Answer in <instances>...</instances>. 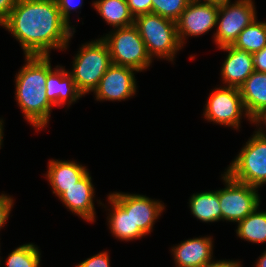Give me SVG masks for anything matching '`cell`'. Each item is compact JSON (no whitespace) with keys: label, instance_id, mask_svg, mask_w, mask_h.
<instances>
[{"label":"cell","instance_id":"obj_1","mask_svg":"<svg viewBox=\"0 0 266 267\" xmlns=\"http://www.w3.org/2000/svg\"><path fill=\"white\" fill-rule=\"evenodd\" d=\"M1 26L19 41L25 56H50L52 49L64 51L75 33L56 0H17Z\"/></svg>","mask_w":266,"mask_h":267},{"label":"cell","instance_id":"obj_2","mask_svg":"<svg viewBox=\"0 0 266 267\" xmlns=\"http://www.w3.org/2000/svg\"><path fill=\"white\" fill-rule=\"evenodd\" d=\"M25 65L15 75V98L25 119L36 128H46L52 107L47 99V56H25Z\"/></svg>","mask_w":266,"mask_h":267},{"label":"cell","instance_id":"obj_3","mask_svg":"<svg viewBox=\"0 0 266 267\" xmlns=\"http://www.w3.org/2000/svg\"><path fill=\"white\" fill-rule=\"evenodd\" d=\"M134 25L145 43L148 55L174 61L175 55L182 48L178 35L177 23L154 13L137 16Z\"/></svg>","mask_w":266,"mask_h":267},{"label":"cell","instance_id":"obj_4","mask_svg":"<svg viewBox=\"0 0 266 267\" xmlns=\"http://www.w3.org/2000/svg\"><path fill=\"white\" fill-rule=\"evenodd\" d=\"M74 57L72 71H68L78 91L85 96L93 92L102 76L112 65L108 46L101 39L82 44Z\"/></svg>","mask_w":266,"mask_h":267},{"label":"cell","instance_id":"obj_5","mask_svg":"<svg viewBox=\"0 0 266 267\" xmlns=\"http://www.w3.org/2000/svg\"><path fill=\"white\" fill-rule=\"evenodd\" d=\"M101 39L108 46L112 64L131 67L141 72L148 69L153 62L134 24L114 28Z\"/></svg>","mask_w":266,"mask_h":267},{"label":"cell","instance_id":"obj_6","mask_svg":"<svg viewBox=\"0 0 266 267\" xmlns=\"http://www.w3.org/2000/svg\"><path fill=\"white\" fill-rule=\"evenodd\" d=\"M254 133L226 172L239 182L260 188L266 184V137Z\"/></svg>","mask_w":266,"mask_h":267},{"label":"cell","instance_id":"obj_7","mask_svg":"<svg viewBox=\"0 0 266 267\" xmlns=\"http://www.w3.org/2000/svg\"><path fill=\"white\" fill-rule=\"evenodd\" d=\"M222 180L225 188L219 190L221 220L238 223L260 206L258 188L233 179L227 172Z\"/></svg>","mask_w":266,"mask_h":267},{"label":"cell","instance_id":"obj_8","mask_svg":"<svg viewBox=\"0 0 266 267\" xmlns=\"http://www.w3.org/2000/svg\"><path fill=\"white\" fill-rule=\"evenodd\" d=\"M230 2L219 3L216 32L213 34L218 48L232 46L238 35L257 18L253 0Z\"/></svg>","mask_w":266,"mask_h":267},{"label":"cell","instance_id":"obj_9","mask_svg":"<svg viewBox=\"0 0 266 267\" xmlns=\"http://www.w3.org/2000/svg\"><path fill=\"white\" fill-rule=\"evenodd\" d=\"M203 115L209 122L239 129L242 115L251 122L239 88L220 86L212 90Z\"/></svg>","mask_w":266,"mask_h":267},{"label":"cell","instance_id":"obj_10","mask_svg":"<svg viewBox=\"0 0 266 267\" xmlns=\"http://www.w3.org/2000/svg\"><path fill=\"white\" fill-rule=\"evenodd\" d=\"M219 3L208 0H190L177 23V35L181 46L186 37L201 36L215 28Z\"/></svg>","mask_w":266,"mask_h":267},{"label":"cell","instance_id":"obj_11","mask_svg":"<svg viewBox=\"0 0 266 267\" xmlns=\"http://www.w3.org/2000/svg\"><path fill=\"white\" fill-rule=\"evenodd\" d=\"M127 213H131L135 228L148 235L164 210V203L140 194L114 192L109 194Z\"/></svg>","mask_w":266,"mask_h":267},{"label":"cell","instance_id":"obj_12","mask_svg":"<svg viewBox=\"0 0 266 267\" xmlns=\"http://www.w3.org/2000/svg\"><path fill=\"white\" fill-rule=\"evenodd\" d=\"M137 70L112 64L100 79L97 88L93 91L97 101H121L136 94Z\"/></svg>","mask_w":266,"mask_h":267},{"label":"cell","instance_id":"obj_13","mask_svg":"<svg viewBox=\"0 0 266 267\" xmlns=\"http://www.w3.org/2000/svg\"><path fill=\"white\" fill-rule=\"evenodd\" d=\"M50 59V56H47V80L45 83L47 99L56 107H62L65 104L70 106L83 95L76 88L72 75L63 66L57 65L53 70Z\"/></svg>","mask_w":266,"mask_h":267},{"label":"cell","instance_id":"obj_14","mask_svg":"<svg viewBox=\"0 0 266 267\" xmlns=\"http://www.w3.org/2000/svg\"><path fill=\"white\" fill-rule=\"evenodd\" d=\"M212 237H196L172 247L176 267H208L214 260Z\"/></svg>","mask_w":266,"mask_h":267},{"label":"cell","instance_id":"obj_15","mask_svg":"<svg viewBox=\"0 0 266 267\" xmlns=\"http://www.w3.org/2000/svg\"><path fill=\"white\" fill-rule=\"evenodd\" d=\"M94 193V185L88 172L82 179L68 188L59 199L72 213L85 221L95 222Z\"/></svg>","mask_w":266,"mask_h":267},{"label":"cell","instance_id":"obj_16","mask_svg":"<svg viewBox=\"0 0 266 267\" xmlns=\"http://www.w3.org/2000/svg\"><path fill=\"white\" fill-rule=\"evenodd\" d=\"M218 49L228 52L221 67V78L224 86L240 88L255 71L253 55L233 46H224Z\"/></svg>","mask_w":266,"mask_h":267},{"label":"cell","instance_id":"obj_17","mask_svg":"<svg viewBox=\"0 0 266 267\" xmlns=\"http://www.w3.org/2000/svg\"><path fill=\"white\" fill-rule=\"evenodd\" d=\"M47 168L45 176L53 189L52 193L58 198L89 172L87 167L69 160L52 159Z\"/></svg>","mask_w":266,"mask_h":267},{"label":"cell","instance_id":"obj_18","mask_svg":"<svg viewBox=\"0 0 266 267\" xmlns=\"http://www.w3.org/2000/svg\"><path fill=\"white\" fill-rule=\"evenodd\" d=\"M239 89L250 118L266 108V73L254 71Z\"/></svg>","mask_w":266,"mask_h":267},{"label":"cell","instance_id":"obj_19","mask_svg":"<svg viewBox=\"0 0 266 267\" xmlns=\"http://www.w3.org/2000/svg\"><path fill=\"white\" fill-rule=\"evenodd\" d=\"M108 203L111 205L108 215V226L113 236L122 241H130L146 236L139 228H135L131 213H127L110 195Z\"/></svg>","mask_w":266,"mask_h":267},{"label":"cell","instance_id":"obj_20","mask_svg":"<svg viewBox=\"0 0 266 267\" xmlns=\"http://www.w3.org/2000/svg\"><path fill=\"white\" fill-rule=\"evenodd\" d=\"M191 214L202 222L221 220L219 190L194 193L189 199Z\"/></svg>","mask_w":266,"mask_h":267},{"label":"cell","instance_id":"obj_21","mask_svg":"<svg viewBox=\"0 0 266 267\" xmlns=\"http://www.w3.org/2000/svg\"><path fill=\"white\" fill-rule=\"evenodd\" d=\"M92 5L105 22L113 28L134 24L135 18L130 13L126 0H97Z\"/></svg>","mask_w":266,"mask_h":267},{"label":"cell","instance_id":"obj_22","mask_svg":"<svg viewBox=\"0 0 266 267\" xmlns=\"http://www.w3.org/2000/svg\"><path fill=\"white\" fill-rule=\"evenodd\" d=\"M237 224L236 234L242 240L266 243V211H259V206Z\"/></svg>","mask_w":266,"mask_h":267},{"label":"cell","instance_id":"obj_23","mask_svg":"<svg viewBox=\"0 0 266 267\" xmlns=\"http://www.w3.org/2000/svg\"><path fill=\"white\" fill-rule=\"evenodd\" d=\"M257 20L256 18L238 35L232 45L234 48L253 54L266 46V22Z\"/></svg>","mask_w":266,"mask_h":267},{"label":"cell","instance_id":"obj_24","mask_svg":"<svg viewBox=\"0 0 266 267\" xmlns=\"http://www.w3.org/2000/svg\"><path fill=\"white\" fill-rule=\"evenodd\" d=\"M33 243L20 245L6 258L7 267H40L41 253Z\"/></svg>","mask_w":266,"mask_h":267},{"label":"cell","instance_id":"obj_25","mask_svg":"<svg viewBox=\"0 0 266 267\" xmlns=\"http://www.w3.org/2000/svg\"><path fill=\"white\" fill-rule=\"evenodd\" d=\"M190 0H152V13L177 22Z\"/></svg>","mask_w":266,"mask_h":267},{"label":"cell","instance_id":"obj_26","mask_svg":"<svg viewBox=\"0 0 266 267\" xmlns=\"http://www.w3.org/2000/svg\"><path fill=\"white\" fill-rule=\"evenodd\" d=\"M130 13L134 18L152 13V0H126Z\"/></svg>","mask_w":266,"mask_h":267},{"label":"cell","instance_id":"obj_27","mask_svg":"<svg viewBox=\"0 0 266 267\" xmlns=\"http://www.w3.org/2000/svg\"><path fill=\"white\" fill-rule=\"evenodd\" d=\"M75 267H111L108 252L103 251L85 259Z\"/></svg>","mask_w":266,"mask_h":267},{"label":"cell","instance_id":"obj_28","mask_svg":"<svg viewBox=\"0 0 266 267\" xmlns=\"http://www.w3.org/2000/svg\"><path fill=\"white\" fill-rule=\"evenodd\" d=\"M63 19L70 25V12L83 5V0H56Z\"/></svg>","mask_w":266,"mask_h":267},{"label":"cell","instance_id":"obj_29","mask_svg":"<svg viewBox=\"0 0 266 267\" xmlns=\"http://www.w3.org/2000/svg\"><path fill=\"white\" fill-rule=\"evenodd\" d=\"M13 198L9 195H0V229L5 225L13 208Z\"/></svg>","mask_w":266,"mask_h":267},{"label":"cell","instance_id":"obj_30","mask_svg":"<svg viewBox=\"0 0 266 267\" xmlns=\"http://www.w3.org/2000/svg\"><path fill=\"white\" fill-rule=\"evenodd\" d=\"M252 55L254 70L266 73V46L262 50L253 53Z\"/></svg>","mask_w":266,"mask_h":267},{"label":"cell","instance_id":"obj_31","mask_svg":"<svg viewBox=\"0 0 266 267\" xmlns=\"http://www.w3.org/2000/svg\"><path fill=\"white\" fill-rule=\"evenodd\" d=\"M262 122V123H261ZM256 124L259 129H257L255 132L263 137H266V130L264 128L262 129L261 124H265L266 126V108L260 110L258 113H256L252 118H251V124ZM264 130V131H263Z\"/></svg>","mask_w":266,"mask_h":267},{"label":"cell","instance_id":"obj_32","mask_svg":"<svg viewBox=\"0 0 266 267\" xmlns=\"http://www.w3.org/2000/svg\"><path fill=\"white\" fill-rule=\"evenodd\" d=\"M17 0H0V25L8 18Z\"/></svg>","mask_w":266,"mask_h":267},{"label":"cell","instance_id":"obj_33","mask_svg":"<svg viewBox=\"0 0 266 267\" xmlns=\"http://www.w3.org/2000/svg\"><path fill=\"white\" fill-rule=\"evenodd\" d=\"M208 267H242L241 261L217 260L213 261Z\"/></svg>","mask_w":266,"mask_h":267},{"label":"cell","instance_id":"obj_34","mask_svg":"<svg viewBox=\"0 0 266 267\" xmlns=\"http://www.w3.org/2000/svg\"><path fill=\"white\" fill-rule=\"evenodd\" d=\"M255 266L256 267H266V250L262 253V255H260Z\"/></svg>","mask_w":266,"mask_h":267},{"label":"cell","instance_id":"obj_35","mask_svg":"<svg viewBox=\"0 0 266 267\" xmlns=\"http://www.w3.org/2000/svg\"><path fill=\"white\" fill-rule=\"evenodd\" d=\"M4 122H3V119L1 120L0 119V149H1V145H2V141H3V129H4V127H3V124Z\"/></svg>","mask_w":266,"mask_h":267},{"label":"cell","instance_id":"obj_36","mask_svg":"<svg viewBox=\"0 0 266 267\" xmlns=\"http://www.w3.org/2000/svg\"><path fill=\"white\" fill-rule=\"evenodd\" d=\"M208 1L221 3V2H227V1H230V0H208Z\"/></svg>","mask_w":266,"mask_h":267}]
</instances>
